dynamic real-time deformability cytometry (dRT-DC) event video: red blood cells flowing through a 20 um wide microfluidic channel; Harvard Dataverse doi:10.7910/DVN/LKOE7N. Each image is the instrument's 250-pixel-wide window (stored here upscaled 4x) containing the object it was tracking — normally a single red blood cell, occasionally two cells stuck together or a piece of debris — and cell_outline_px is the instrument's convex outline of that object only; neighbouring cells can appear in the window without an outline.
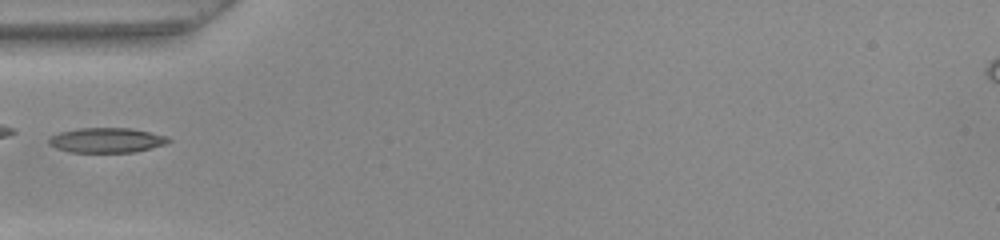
{"species": "common noctule bat (a hibernating species)", "species_latin": "Nyctalus noctula", "temperature_condition": "warm", "stored_images_in_passage": 34, "camera_frame_rate_fps": 3000, "um_per_image_px": 0.085, "animal": {"sex": "female", "body_mass_g": 22.0, "forearm_length_mm": 56.7}, "frame": {"image": 1, "passage_image": 1, "time_ms": 0.0, "image_size_px": [1000, 240], "cell_outline_px": [[172, 140], [164, 144], [136, 152], [68, 152], [56, 148], [48, 144], [48, 140], [52, 136], [60, 132], [76, 128], [128, 128], [148, 132], [164, 136]], "centroid_in_image_um": [9.01, 11.92], "position_along_channel_um": 76.0, "area_um2": 17.17}}
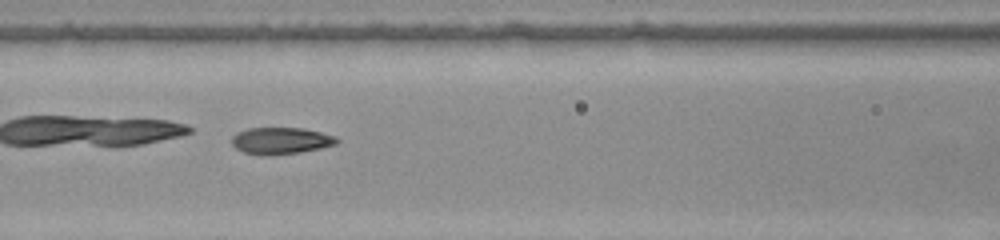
{"frame": {"image": 2, "passage_image": 6, "time_ms": 1.667, "image_size_px": [1000, 240], "cell_outline_px": [[340, 140], [336, 144], [320, 148], [300, 152], [244, 152], [236, 148], [232, 144], [232, 136], [236, 132], [248, 128], [304, 128], [336, 136]], "centroid_in_image_um": [23.91, 11.9], "position_along_channel_um": 142.7, "area_um2": 15.61}}